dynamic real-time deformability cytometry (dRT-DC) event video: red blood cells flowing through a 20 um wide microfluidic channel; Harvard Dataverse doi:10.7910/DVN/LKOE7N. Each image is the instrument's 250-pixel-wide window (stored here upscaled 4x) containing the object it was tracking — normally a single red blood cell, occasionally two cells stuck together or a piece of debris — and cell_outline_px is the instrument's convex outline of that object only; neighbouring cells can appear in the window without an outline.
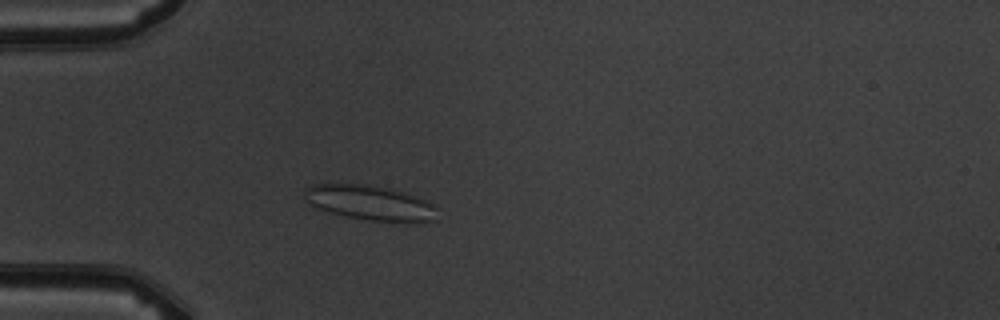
{"species": "common noctule bat (a hibernating species)", "species_latin": "Nyctalus noctula", "temperature_condition": "warm", "stored_images_in_passage": 4, "camera_frame_rate_fps": 3000, "um_per_image_px": 0.085, "animal": {"sex": "male", "body_mass_g": 19.5, "forearm_length_mm": 54.6}, "frame": {"image": 1, "passage_image": 4, "time_ms": 3.333, "image_size_px": [1000, 320], "cell_outline_px": [[436, 220], [416, 224], [408, 224], [368, 220], [344, 216], [328, 212], [308, 204], [304, 200], [304, 188], [312, 184], [368, 184], [388, 188], [404, 192], [416, 196], [436, 204]], "centroid_in_image_um": [31.49, 17.27], "position_along_channel_um": 53.5, "area_um2": 27.86}}